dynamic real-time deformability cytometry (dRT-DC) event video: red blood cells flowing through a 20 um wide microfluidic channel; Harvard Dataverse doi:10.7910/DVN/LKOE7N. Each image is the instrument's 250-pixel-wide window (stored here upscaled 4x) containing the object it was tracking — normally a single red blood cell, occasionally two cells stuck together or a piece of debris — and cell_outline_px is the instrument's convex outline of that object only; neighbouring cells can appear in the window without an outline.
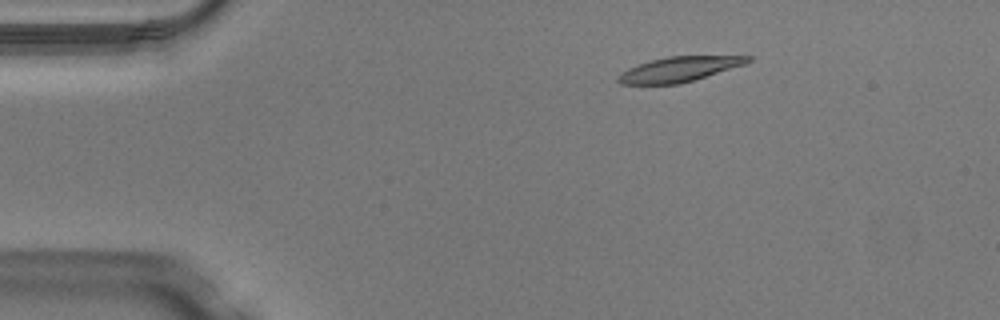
{"species": "Egyptian fruit bat (a non-hibernating species)", "species_latin": "Rousettus aegyptiacus", "temperature_condition": "warm", "stored_images_in_passage": 42, "camera_frame_rate_fps": 3000, "um_per_image_px": 0.085, "animal": {"sex": "male"}, "frame": {"image": 1, "passage_image": 1, "time_ms": 0.0, "image_size_px": [1000, 320], "cell_outline_px": [[752, 60], [744, 64], [680, 84], [620, 84], [616, 80], [616, 76], [628, 68], [652, 60], [668, 56], [752, 56]], "centroid_in_image_um": [57.68, 5.89], "position_along_channel_um": 27.3, "area_um2": 18.55}}
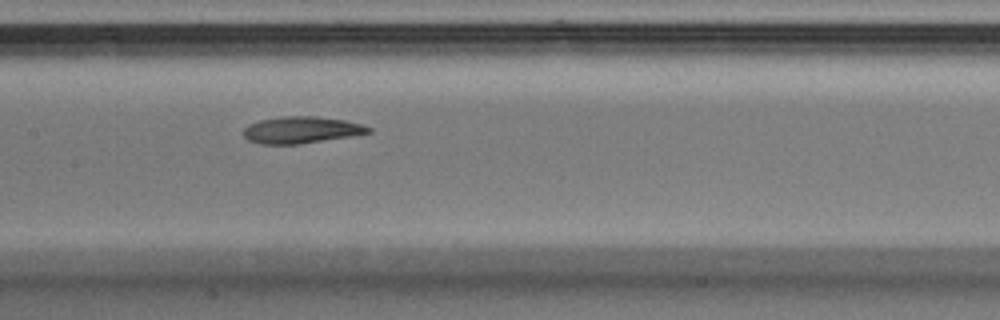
{"frame": {"image": 2, "passage_image": 17, "time_ms": 5.333, "image_size_px": [1000, 320], "cell_outline_px": [[372, 132], [300, 144], [260, 144], [248, 140], [240, 132], [248, 124], [260, 120], [280, 116], [312, 116], [344, 120], [360, 124], [372, 128]], "centroid_in_image_um": [25.54, 11.04], "position_along_channel_um": 181.9, "area_um2": 19.42}}
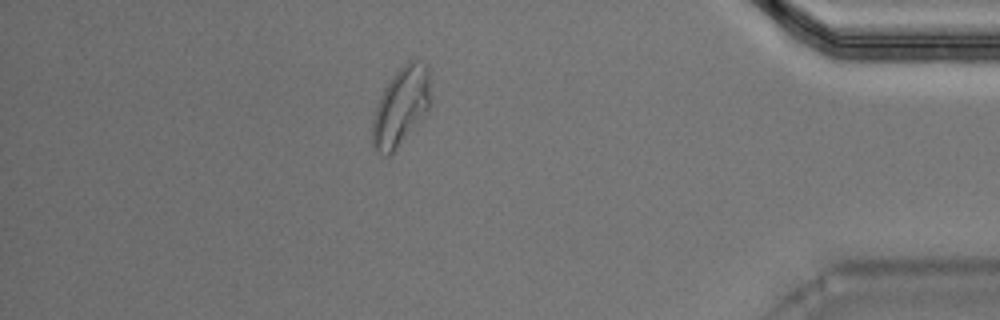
{"frame": {"image": 3, "passage_image": 36, "time_ms": 11.667, "image_size_px": [1000, 320], "cell_outline_px": [[428, 108], [392, 152], [388, 156], [384, 156], [376, 152], [372, 148], [372, 120], [380, 96], [384, 88], [392, 76], [412, 56], [424, 64], [428, 68]], "centroid_in_image_um": [34.01, 9.03], "position_along_channel_um": 401.2, "area_um2": 25.72}, "authors_computed_cell_mechanics": {"area_um2": 20.2878, "velocity_mm_per_s": 4.0733, "shape_relaxation_time_tau1_ms": 3.423, "shape_relaxation_time_tau2_ms": 7.4519, "deformation_change_tau1": 0.1718, "deformation_change_tau2": 0.1092}}